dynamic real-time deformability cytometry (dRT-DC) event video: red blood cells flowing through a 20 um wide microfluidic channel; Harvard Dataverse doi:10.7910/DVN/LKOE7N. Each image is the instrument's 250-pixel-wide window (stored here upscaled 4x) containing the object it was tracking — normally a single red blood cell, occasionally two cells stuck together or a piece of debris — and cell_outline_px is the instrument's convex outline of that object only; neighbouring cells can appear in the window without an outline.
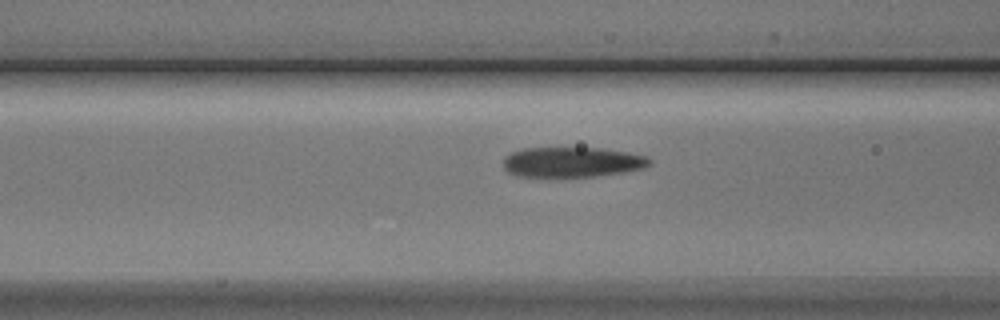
{"species": "Egyptian fruit bat (a non-hibernating species)", "species_latin": "Rousettus aegyptiacus", "temperature_condition": "cold", "stored_images_in_passage": 8, "segment_of_instrument_passage": [2, 2], "camera_frame_rate_fps": 3000, "um_per_image_px": 0.085, "animal": {"sex": "male"}, "frame": {"image": 1, "passage_image": 8, "time_ms": 9.0, "image_size_px": [1000, 320], "cell_outline_px": [[652, 164], [644, 168], [624, 172], [596, 176], [516, 176], [508, 172], [504, 168], [504, 156], [520, 148], [600, 148], [628, 152], [648, 156], [652, 160]], "centroid_in_image_um": [48.66, 13.77], "position_along_channel_um": 117.9, "area_um2": 25.78}}